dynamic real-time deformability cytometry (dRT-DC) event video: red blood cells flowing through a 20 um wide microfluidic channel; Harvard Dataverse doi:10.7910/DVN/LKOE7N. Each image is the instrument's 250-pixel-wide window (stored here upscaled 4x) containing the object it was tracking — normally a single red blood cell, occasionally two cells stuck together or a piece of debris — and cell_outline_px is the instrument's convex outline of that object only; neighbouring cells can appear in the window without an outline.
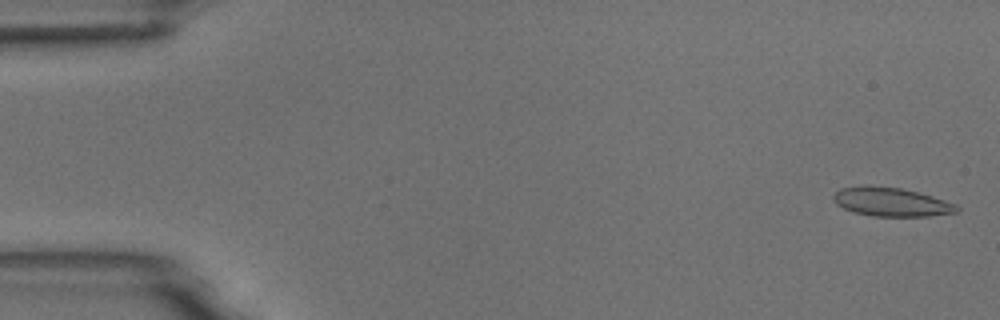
{"species": "common noctule bat (a hibernating species)", "species_latin": "Nyctalus noctula", "temperature_condition": "room temperature", "stored_images_in_passage": 5, "camera_frame_rate_fps": 3000, "um_per_image_px": 0.085, "animal": {"sex": "male", "body_mass_g": 18.8}, "frame": {"image": 1, "passage_image": 1, "time_ms": 0.0, "image_size_px": [1000, 320], "cell_outline_px": [[960, 208], [956, 212], [928, 216], [872, 216], [852, 212], [836, 204], [832, 200], [832, 196], [840, 188], [864, 184], [900, 188], [932, 196], [956, 204]], "centroid_in_image_um": [75.69, 17.15], "position_along_channel_um": 9.3, "area_um2": 20.81}}
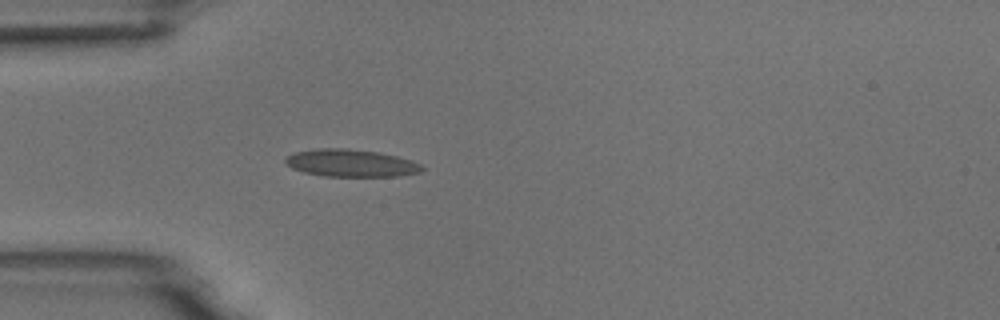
{"frame": {"image": 2, "passage_image": 5, "time_ms": 4.667, "image_size_px": [1000, 320], "cell_outline_px": [[424, 168], [420, 172], [400, 176], [324, 176], [304, 172], [292, 168], [284, 164], [284, 156], [296, 152], [320, 148], [348, 148], [376, 152], [396, 156], [412, 160], [420, 164]], "centroid_in_image_um": [29.8, 13.86], "position_along_channel_um": 55.2, "area_um2": 21.85}}